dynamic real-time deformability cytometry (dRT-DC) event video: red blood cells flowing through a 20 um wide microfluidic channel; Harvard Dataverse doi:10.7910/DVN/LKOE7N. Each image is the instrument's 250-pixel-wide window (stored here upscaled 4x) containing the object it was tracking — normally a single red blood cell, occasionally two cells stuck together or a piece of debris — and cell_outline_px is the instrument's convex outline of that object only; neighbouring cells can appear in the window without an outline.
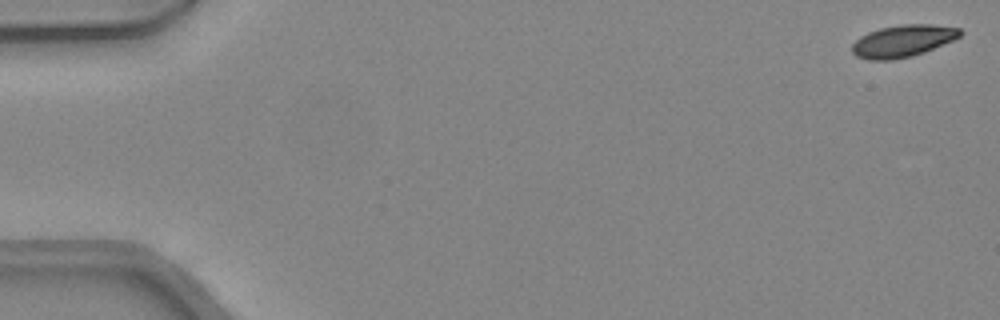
{"species": "common noctule bat (a hibernating species)", "species_latin": "Nyctalus noctula", "temperature_condition": "warm", "stored_images_in_passage": 45, "camera_frame_rate_fps": 3000, "um_per_image_px": 0.085, "animal": {"sex": "female", "body_mass_g": 24.6, "forearm_length_mm": 56.2}, "frame": {"image": 1, "passage_image": 1, "time_ms": 0.0, "image_size_px": [1000, 320], "cell_outline_px": [[964, 32], [960, 36], [952, 40], [924, 52], [912, 56], [892, 60], [868, 60], [856, 56], [852, 52], [852, 44], [860, 36], [868, 32], [880, 28], [900, 24], [932, 24], [960, 28]], "centroid_in_image_um": [76.73, 3.48], "position_along_channel_um": 8.3, "area_um2": 20.23}}
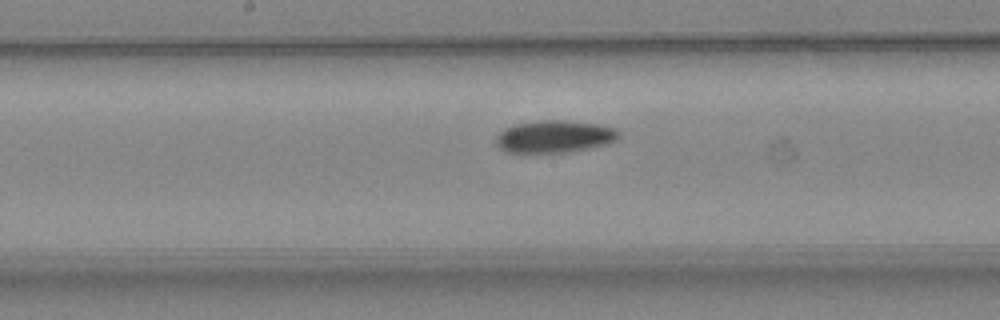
{"frame": {"image": 2, "passage_image": 25, "time_ms": 8.0, "image_size_px": [1000, 320], "cell_outline_px": [[620, 136], [616, 140], [608, 144], [592, 148], [572, 152], [532, 156], [508, 152], [500, 148], [496, 144], [496, 136], [504, 128], [512, 124], [544, 120], [560, 120], [600, 124], [616, 128], [620, 132]], "centroid_in_image_um": [47.11, 11.66], "position_along_channel_um": 201.1, "area_um2": 24.28}}
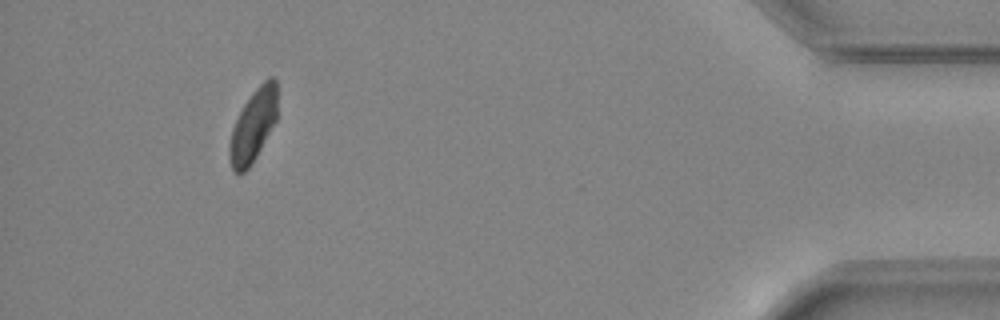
{"frame": {"image": 3, "passage_image": 44, "time_ms": 14.333, "image_size_px": [1000, 320], "cell_outline_px": [[276, 120], [252, 164], [244, 172], [232, 172], [228, 156], [228, 144], [232, 128], [244, 104], [252, 92], [268, 76], [272, 76], [276, 80]], "centroid_in_image_um": [21.49, 10.69], "position_along_channel_um": 413.7, "area_um2": 20.17}}